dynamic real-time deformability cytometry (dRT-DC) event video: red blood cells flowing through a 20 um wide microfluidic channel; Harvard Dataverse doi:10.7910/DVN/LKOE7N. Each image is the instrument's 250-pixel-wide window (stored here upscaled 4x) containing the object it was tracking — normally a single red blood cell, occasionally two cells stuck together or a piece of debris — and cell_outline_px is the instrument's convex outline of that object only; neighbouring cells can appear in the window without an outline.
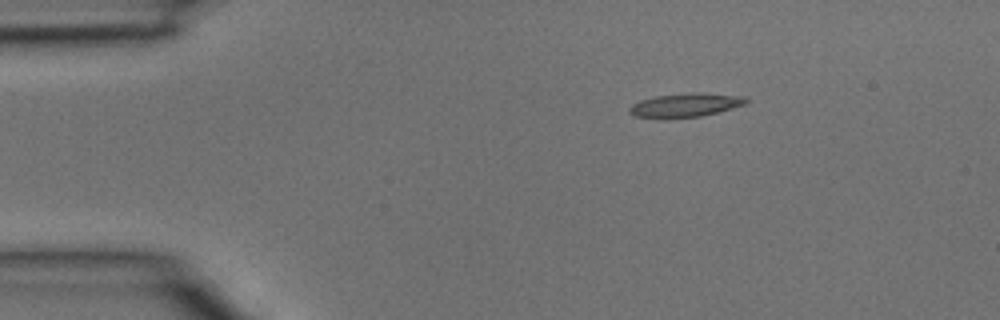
{"species": "common noctule bat (a hibernating species)", "species_latin": "Nyctalus noctula", "temperature_condition": "room temperature", "stored_images_in_passage": 33, "camera_frame_rate_fps": 3000, "um_per_image_px": 0.085, "animal": {"sex": "male", "body_mass_g": 15.6}, "frame": {"image": 1, "passage_image": 1, "time_ms": 0.0, "image_size_px": [1000, 320], "cell_outline_px": [[748, 104], [700, 116], [664, 120], [656, 120], [636, 116], [628, 112], [628, 108], [632, 104], [640, 100], [656, 96], [696, 92], [748, 96]], "centroid_in_image_um": [58.23, 8.95], "position_along_channel_um": 26.8, "area_um2": 16.65}}
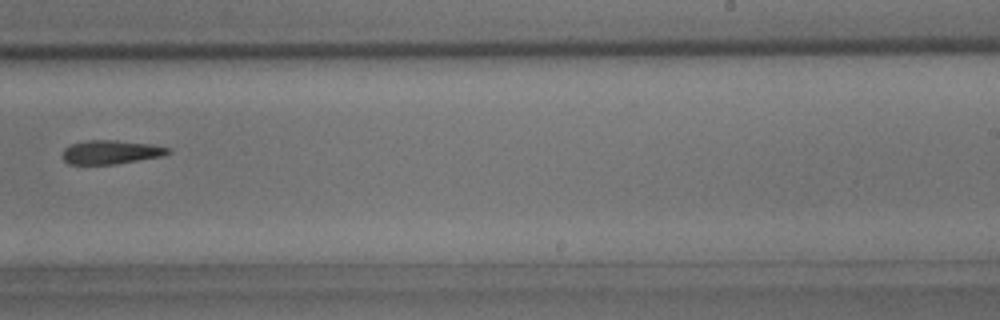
{"frame": {"image": 2, "passage_image": 19, "time_ms": 6.0, "image_size_px": [1000, 320], "cell_outline_px": [[172, 152], [160, 156], [116, 164], [68, 164], [64, 160], [64, 148], [72, 144], [88, 140], [116, 140], [152, 144], [168, 148]], "centroid_in_image_um": [9.42, 12.92], "position_along_channel_um": 279.6, "area_um2": 14.45}}
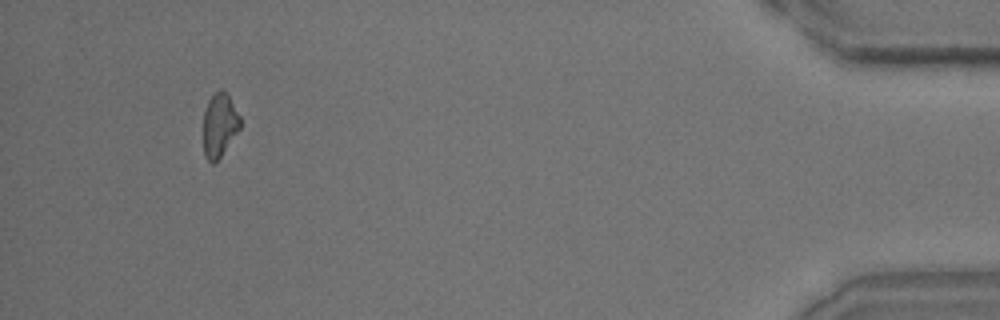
{"frame": {"image": 3, "passage_image": 31, "time_ms": 10.0, "image_size_px": [1000, 320], "cell_outline_px": [[240, 128], [220, 156], [212, 164], [204, 156], [204, 112], [208, 100], [220, 88], [224, 88], [240, 116]], "centroid_in_image_um": [18.65, 10.59], "position_along_channel_um": 416.5, "area_um2": 13.47}}